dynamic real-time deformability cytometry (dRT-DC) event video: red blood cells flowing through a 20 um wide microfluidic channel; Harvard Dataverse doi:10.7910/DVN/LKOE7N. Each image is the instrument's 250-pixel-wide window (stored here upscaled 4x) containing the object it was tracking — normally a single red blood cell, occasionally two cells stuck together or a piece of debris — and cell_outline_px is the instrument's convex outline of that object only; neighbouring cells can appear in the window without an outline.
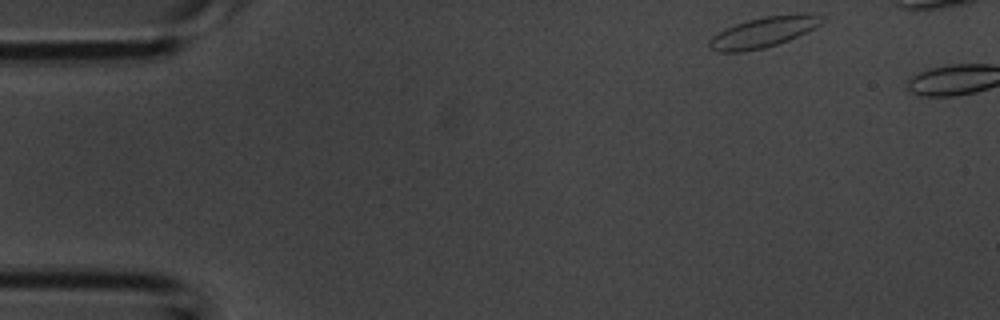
{"species": "common noctule bat (a hibernating species)", "species_latin": "Nyctalus noctula", "temperature_condition": "room temperature", "stored_images_in_passage": 3, "camera_frame_rate_fps": 3000, "um_per_image_px": 0.085, "animal": {"sex": "male", "body_mass_g": 20.1, "forearm_length_mm": 53.5}, "frame": {"image": 1, "passage_image": 1, "time_ms": 0.0, "image_size_px": [1000, 320], "cell_outline_px": [[824, 20], [820, 24], [788, 40], [764, 48], [744, 52], [716, 52], [708, 48], [708, 40], [712, 36], [736, 24], [748, 20], [764, 16], [824, 16]], "centroid_in_image_um": [64.73, 2.8], "position_along_channel_um": 20.3, "area_um2": 19.07}}